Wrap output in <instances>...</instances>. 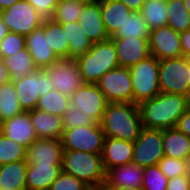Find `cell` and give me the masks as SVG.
<instances>
[{"instance_id":"obj_1","label":"cell","mask_w":190,"mask_h":190,"mask_svg":"<svg viewBox=\"0 0 190 190\" xmlns=\"http://www.w3.org/2000/svg\"><path fill=\"white\" fill-rule=\"evenodd\" d=\"M189 105L187 96L160 92L139 104L142 126L156 130L175 128Z\"/></svg>"},{"instance_id":"obj_2","label":"cell","mask_w":190,"mask_h":190,"mask_svg":"<svg viewBox=\"0 0 190 190\" xmlns=\"http://www.w3.org/2000/svg\"><path fill=\"white\" fill-rule=\"evenodd\" d=\"M100 125L105 137L134 142L143 129L139 105L107 103Z\"/></svg>"},{"instance_id":"obj_3","label":"cell","mask_w":190,"mask_h":190,"mask_svg":"<svg viewBox=\"0 0 190 190\" xmlns=\"http://www.w3.org/2000/svg\"><path fill=\"white\" fill-rule=\"evenodd\" d=\"M85 83L96 84L108 71L119 67L113 41L96 42L83 55L75 58Z\"/></svg>"},{"instance_id":"obj_4","label":"cell","mask_w":190,"mask_h":190,"mask_svg":"<svg viewBox=\"0 0 190 190\" xmlns=\"http://www.w3.org/2000/svg\"><path fill=\"white\" fill-rule=\"evenodd\" d=\"M62 171L75 176L89 187L104 186L106 171L101 154L65 150Z\"/></svg>"},{"instance_id":"obj_5","label":"cell","mask_w":190,"mask_h":190,"mask_svg":"<svg viewBox=\"0 0 190 190\" xmlns=\"http://www.w3.org/2000/svg\"><path fill=\"white\" fill-rule=\"evenodd\" d=\"M159 88L190 98V59L181 56L159 60Z\"/></svg>"},{"instance_id":"obj_6","label":"cell","mask_w":190,"mask_h":190,"mask_svg":"<svg viewBox=\"0 0 190 190\" xmlns=\"http://www.w3.org/2000/svg\"><path fill=\"white\" fill-rule=\"evenodd\" d=\"M133 85V103L152 99L161 91L159 88V60L153 55L129 68Z\"/></svg>"},{"instance_id":"obj_7","label":"cell","mask_w":190,"mask_h":190,"mask_svg":"<svg viewBox=\"0 0 190 190\" xmlns=\"http://www.w3.org/2000/svg\"><path fill=\"white\" fill-rule=\"evenodd\" d=\"M13 84L23 111L34 110L39 97L53 90L49 77L43 69H37L31 74L16 79Z\"/></svg>"},{"instance_id":"obj_8","label":"cell","mask_w":190,"mask_h":190,"mask_svg":"<svg viewBox=\"0 0 190 190\" xmlns=\"http://www.w3.org/2000/svg\"><path fill=\"white\" fill-rule=\"evenodd\" d=\"M0 16L10 32L25 37L40 27L44 20L36 9L25 0L15 2L9 8L0 11Z\"/></svg>"},{"instance_id":"obj_9","label":"cell","mask_w":190,"mask_h":190,"mask_svg":"<svg viewBox=\"0 0 190 190\" xmlns=\"http://www.w3.org/2000/svg\"><path fill=\"white\" fill-rule=\"evenodd\" d=\"M43 70L47 73L53 90L63 95L71 97L85 84L75 59H59Z\"/></svg>"},{"instance_id":"obj_10","label":"cell","mask_w":190,"mask_h":190,"mask_svg":"<svg viewBox=\"0 0 190 190\" xmlns=\"http://www.w3.org/2000/svg\"><path fill=\"white\" fill-rule=\"evenodd\" d=\"M107 103H133V85L129 68L117 67L104 74L96 83Z\"/></svg>"},{"instance_id":"obj_11","label":"cell","mask_w":190,"mask_h":190,"mask_svg":"<svg viewBox=\"0 0 190 190\" xmlns=\"http://www.w3.org/2000/svg\"><path fill=\"white\" fill-rule=\"evenodd\" d=\"M61 140L64 150L102 154L105 134L100 124H94L64 130Z\"/></svg>"},{"instance_id":"obj_12","label":"cell","mask_w":190,"mask_h":190,"mask_svg":"<svg viewBox=\"0 0 190 190\" xmlns=\"http://www.w3.org/2000/svg\"><path fill=\"white\" fill-rule=\"evenodd\" d=\"M132 163L140 167L156 165L163 158V130L143 128L133 142Z\"/></svg>"},{"instance_id":"obj_13","label":"cell","mask_w":190,"mask_h":190,"mask_svg":"<svg viewBox=\"0 0 190 190\" xmlns=\"http://www.w3.org/2000/svg\"><path fill=\"white\" fill-rule=\"evenodd\" d=\"M149 48L158 60L183 56L180 34L168 25L150 30Z\"/></svg>"},{"instance_id":"obj_14","label":"cell","mask_w":190,"mask_h":190,"mask_svg":"<svg viewBox=\"0 0 190 190\" xmlns=\"http://www.w3.org/2000/svg\"><path fill=\"white\" fill-rule=\"evenodd\" d=\"M64 147L61 139L37 138L26 148L28 165H62Z\"/></svg>"},{"instance_id":"obj_15","label":"cell","mask_w":190,"mask_h":190,"mask_svg":"<svg viewBox=\"0 0 190 190\" xmlns=\"http://www.w3.org/2000/svg\"><path fill=\"white\" fill-rule=\"evenodd\" d=\"M70 100L72 105L100 124L107 101L97 84L85 83L72 94Z\"/></svg>"},{"instance_id":"obj_16","label":"cell","mask_w":190,"mask_h":190,"mask_svg":"<svg viewBox=\"0 0 190 190\" xmlns=\"http://www.w3.org/2000/svg\"><path fill=\"white\" fill-rule=\"evenodd\" d=\"M116 48L120 67L131 68L150 56L149 38H110Z\"/></svg>"},{"instance_id":"obj_17","label":"cell","mask_w":190,"mask_h":190,"mask_svg":"<svg viewBox=\"0 0 190 190\" xmlns=\"http://www.w3.org/2000/svg\"><path fill=\"white\" fill-rule=\"evenodd\" d=\"M0 132L26 148L37 139L29 111H23L13 118L1 122Z\"/></svg>"},{"instance_id":"obj_18","label":"cell","mask_w":190,"mask_h":190,"mask_svg":"<svg viewBox=\"0 0 190 190\" xmlns=\"http://www.w3.org/2000/svg\"><path fill=\"white\" fill-rule=\"evenodd\" d=\"M26 49L32 56L37 69H43L55 63L59 58L48 46L45 29L40 26L25 37Z\"/></svg>"},{"instance_id":"obj_19","label":"cell","mask_w":190,"mask_h":190,"mask_svg":"<svg viewBox=\"0 0 190 190\" xmlns=\"http://www.w3.org/2000/svg\"><path fill=\"white\" fill-rule=\"evenodd\" d=\"M133 142L105 137L102 161L105 171L110 168L132 163Z\"/></svg>"},{"instance_id":"obj_20","label":"cell","mask_w":190,"mask_h":190,"mask_svg":"<svg viewBox=\"0 0 190 190\" xmlns=\"http://www.w3.org/2000/svg\"><path fill=\"white\" fill-rule=\"evenodd\" d=\"M78 22L92 43L108 40L102 20L101 2L95 4H85L79 15Z\"/></svg>"},{"instance_id":"obj_21","label":"cell","mask_w":190,"mask_h":190,"mask_svg":"<svg viewBox=\"0 0 190 190\" xmlns=\"http://www.w3.org/2000/svg\"><path fill=\"white\" fill-rule=\"evenodd\" d=\"M144 168L134 163L106 170L104 187H141Z\"/></svg>"},{"instance_id":"obj_22","label":"cell","mask_w":190,"mask_h":190,"mask_svg":"<svg viewBox=\"0 0 190 190\" xmlns=\"http://www.w3.org/2000/svg\"><path fill=\"white\" fill-rule=\"evenodd\" d=\"M29 114L37 138H62L64 130L61 116L46 113L36 108L29 111Z\"/></svg>"},{"instance_id":"obj_23","label":"cell","mask_w":190,"mask_h":190,"mask_svg":"<svg viewBox=\"0 0 190 190\" xmlns=\"http://www.w3.org/2000/svg\"><path fill=\"white\" fill-rule=\"evenodd\" d=\"M62 172V165H28L26 190H49Z\"/></svg>"},{"instance_id":"obj_24","label":"cell","mask_w":190,"mask_h":190,"mask_svg":"<svg viewBox=\"0 0 190 190\" xmlns=\"http://www.w3.org/2000/svg\"><path fill=\"white\" fill-rule=\"evenodd\" d=\"M131 11L123 2L118 0H102L101 14L104 28L111 37L129 18Z\"/></svg>"},{"instance_id":"obj_25","label":"cell","mask_w":190,"mask_h":190,"mask_svg":"<svg viewBox=\"0 0 190 190\" xmlns=\"http://www.w3.org/2000/svg\"><path fill=\"white\" fill-rule=\"evenodd\" d=\"M164 156L188 160L190 155V138L177 127L163 130Z\"/></svg>"},{"instance_id":"obj_26","label":"cell","mask_w":190,"mask_h":190,"mask_svg":"<svg viewBox=\"0 0 190 190\" xmlns=\"http://www.w3.org/2000/svg\"><path fill=\"white\" fill-rule=\"evenodd\" d=\"M27 166L25 160L0 165V187L3 190H26Z\"/></svg>"},{"instance_id":"obj_27","label":"cell","mask_w":190,"mask_h":190,"mask_svg":"<svg viewBox=\"0 0 190 190\" xmlns=\"http://www.w3.org/2000/svg\"><path fill=\"white\" fill-rule=\"evenodd\" d=\"M45 29L48 46L59 59H68L69 40L61 23L52 18L44 19L41 25Z\"/></svg>"},{"instance_id":"obj_28","label":"cell","mask_w":190,"mask_h":190,"mask_svg":"<svg viewBox=\"0 0 190 190\" xmlns=\"http://www.w3.org/2000/svg\"><path fill=\"white\" fill-rule=\"evenodd\" d=\"M69 40L68 59L85 54L92 47V41L86 36L78 21L61 23Z\"/></svg>"},{"instance_id":"obj_29","label":"cell","mask_w":190,"mask_h":190,"mask_svg":"<svg viewBox=\"0 0 190 190\" xmlns=\"http://www.w3.org/2000/svg\"><path fill=\"white\" fill-rule=\"evenodd\" d=\"M2 61L9 73L11 81L20 79L21 77L31 74L37 70L32 56L26 48L3 58Z\"/></svg>"},{"instance_id":"obj_30","label":"cell","mask_w":190,"mask_h":190,"mask_svg":"<svg viewBox=\"0 0 190 190\" xmlns=\"http://www.w3.org/2000/svg\"><path fill=\"white\" fill-rule=\"evenodd\" d=\"M167 0H145L140 14L150 30L167 25Z\"/></svg>"},{"instance_id":"obj_31","label":"cell","mask_w":190,"mask_h":190,"mask_svg":"<svg viewBox=\"0 0 190 190\" xmlns=\"http://www.w3.org/2000/svg\"><path fill=\"white\" fill-rule=\"evenodd\" d=\"M23 112L14 89L13 81L0 84V124Z\"/></svg>"},{"instance_id":"obj_32","label":"cell","mask_w":190,"mask_h":190,"mask_svg":"<svg viewBox=\"0 0 190 190\" xmlns=\"http://www.w3.org/2000/svg\"><path fill=\"white\" fill-rule=\"evenodd\" d=\"M150 29L139 11H133L129 18L110 38H149Z\"/></svg>"},{"instance_id":"obj_33","label":"cell","mask_w":190,"mask_h":190,"mask_svg":"<svg viewBox=\"0 0 190 190\" xmlns=\"http://www.w3.org/2000/svg\"><path fill=\"white\" fill-rule=\"evenodd\" d=\"M166 9L169 27L179 34L190 29V13L184 0H167Z\"/></svg>"},{"instance_id":"obj_34","label":"cell","mask_w":190,"mask_h":190,"mask_svg":"<svg viewBox=\"0 0 190 190\" xmlns=\"http://www.w3.org/2000/svg\"><path fill=\"white\" fill-rule=\"evenodd\" d=\"M70 104L69 96L63 95L57 90H51L44 96L39 97L36 109L62 117Z\"/></svg>"},{"instance_id":"obj_35","label":"cell","mask_w":190,"mask_h":190,"mask_svg":"<svg viewBox=\"0 0 190 190\" xmlns=\"http://www.w3.org/2000/svg\"><path fill=\"white\" fill-rule=\"evenodd\" d=\"M84 5L78 0H59L52 19L58 23L78 21Z\"/></svg>"},{"instance_id":"obj_36","label":"cell","mask_w":190,"mask_h":190,"mask_svg":"<svg viewBox=\"0 0 190 190\" xmlns=\"http://www.w3.org/2000/svg\"><path fill=\"white\" fill-rule=\"evenodd\" d=\"M26 147L7 138L0 132V165L25 160Z\"/></svg>"},{"instance_id":"obj_37","label":"cell","mask_w":190,"mask_h":190,"mask_svg":"<svg viewBox=\"0 0 190 190\" xmlns=\"http://www.w3.org/2000/svg\"><path fill=\"white\" fill-rule=\"evenodd\" d=\"M168 178L160 170L158 164L145 167L143 171V190H166Z\"/></svg>"},{"instance_id":"obj_38","label":"cell","mask_w":190,"mask_h":190,"mask_svg":"<svg viewBox=\"0 0 190 190\" xmlns=\"http://www.w3.org/2000/svg\"><path fill=\"white\" fill-rule=\"evenodd\" d=\"M62 121L63 130L99 124L93 117L86 115L72 104H70L69 108L63 114Z\"/></svg>"},{"instance_id":"obj_39","label":"cell","mask_w":190,"mask_h":190,"mask_svg":"<svg viewBox=\"0 0 190 190\" xmlns=\"http://www.w3.org/2000/svg\"><path fill=\"white\" fill-rule=\"evenodd\" d=\"M158 166L168 179L180 175L190 174V165L188 160L163 156V158L159 161Z\"/></svg>"},{"instance_id":"obj_40","label":"cell","mask_w":190,"mask_h":190,"mask_svg":"<svg viewBox=\"0 0 190 190\" xmlns=\"http://www.w3.org/2000/svg\"><path fill=\"white\" fill-rule=\"evenodd\" d=\"M25 48V36L9 31L0 41V58L3 59Z\"/></svg>"},{"instance_id":"obj_41","label":"cell","mask_w":190,"mask_h":190,"mask_svg":"<svg viewBox=\"0 0 190 190\" xmlns=\"http://www.w3.org/2000/svg\"><path fill=\"white\" fill-rule=\"evenodd\" d=\"M88 187L89 186L75 176L62 171L51 184L49 190H87Z\"/></svg>"},{"instance_id":"obj_42","label":"cell","mask_w":190,"mask_h":190,"mask_svg":"<svg viewBox=\"0 0 190 190\" xmlns=\"http://www.w3.org/2000/svg\"><path fill=\"white\" fill-rule=\"evenodd\" d=\"M44 18H52L59 0H25Z\"/></svg>"},{"instance_id":"obj_43","label":"cell","mask_w":190,"mask_h":190,"mask_svg":"<svg viewBox=\"0 0 190 190\" xmlns=\"http://www.w3.org/2000/svg\"><path fill=\"white\" fill-rule=\"evenodd\" d=\"M166 190H190V174L170 178Z\"/></svg>"},{"instance_id":"obj_44","label":"cell","mask_w":190,"mask_h":190,"mask_svg":"<svg viewBox=\"0 0 190 190\" xmlns=\"http://www.w3.org/2000/svg\"><path fill=\"white\" fill-rule=\"evenodd\" d=\"M176 127L190 138V105L186 109L185 113L179 118Z\"/></svg>"},{"instance_id":"obj_45","label":"cell","mask_w":190,"mask_h":190,"mask_svg":"<svg viewBox=\"0 0 190 190\" xmlns=\"http://www.w3.org/2000/svg\"><path fill=\"white\" fill-rule=\"evenodd\" d=\"M183 56L190 59V29L180 33Z\"/></svg>"},{"instance_id":"obj_46","label":"cell","mask_w":190,"mask_h":190,"mask_svg":"<svg viewBox=\"0 0 190 190\" xmlns=\"http://www.w3.org/2000/svg\"><path fill=\"white\" fill-rule=\"evenodd\" d=\"M123 2L131 11H140L145 0H118Z\"/></svg>"},{"instance_id":"obj_47","label":"cell","mask_w":190,"mask_h":190,"mask_svg":"<svg viewBox=\"0 0 190 190\" xmlns=\"http://www.w3.org/2000/svg\"><path fill=\"white\" fill-rule=\"evenodd\" d=\"M9 80H10L9 73H8L2 59L0 58V84L8 82Z\"/></svg>"},{"instance_id":"obj_48","label":"cell","mask_w":190,"mask_h":190,"mask_svg":"<svg viewBox=\"0 0 190 190\" xmlns=\"http://www.w3.org/2000/svg\"><path fill=\"white\" fill-rule=\"evenodd\" d=\"M9 33L7 25L3 22L0 16V41Z\"/></svg>"},{"instance_id":"obj_49","label":"cell","mask_w":190,"mask_h":190,"mask_svg":"<svg viewBox=\"0 0 190 190\" xmlns=\"http://www.w3.org/2000/svg\"><path fill=\"white\" fill-rule=\"evenodd\" d=\"M18 1L20 0H0V11L9 8L12 4Z\"/></svg>"},{"instance_id":"obj_50","label":"cell","mask_w":190,"mask_h":190,"mask_svg":"<svg viewBox=\"0 0 190 190\" xmlns=\"http://www.w3.org/2000/svg\"><path fill=\"white\" fill-rule=\"evenodd\" d=\"M106 190H143L141 187H105Z\"/></svg>"},{"instance_id":"obj_51","label":"cell","mask_w":190,"mask_h":190,"mask_svg":"<svg viewBox=\"0 0 190 190\" xmlns=\"http://www.w3.org/2000/svg\"><path fill=\"white\" fill-rule=\"evenodd\" d=\"M78 1H80L83 4H95L101 2L102 0H78Z\"/></svg>"},{"instance_id":"obj_52","label":"cell","mask_w":190,"mask_h":190,"mask_svg":"<svg viewBox=\"0 0 190 190\" xmlns=\"http://www.w3.org/2000/svg\"><path fill=\"white\" fill-rule=\"evenodd\" d=\"M87 190H106L104 186L88 187Z\"/></svg>"},{"instance_id":"obj_53","label":"cell","mask_w":190,"mask_h":190,"mask_svg":"<svg viewBox=\"0 0 190 190\" xmlns=\"http://www.w3.org/2000/svg\"><path fill=\"white\" fill-rule=\"evenodd\" d=\"M185 2V7L188 10V12L190 13V0H184Z\"/></svg>"}]
</instances>
